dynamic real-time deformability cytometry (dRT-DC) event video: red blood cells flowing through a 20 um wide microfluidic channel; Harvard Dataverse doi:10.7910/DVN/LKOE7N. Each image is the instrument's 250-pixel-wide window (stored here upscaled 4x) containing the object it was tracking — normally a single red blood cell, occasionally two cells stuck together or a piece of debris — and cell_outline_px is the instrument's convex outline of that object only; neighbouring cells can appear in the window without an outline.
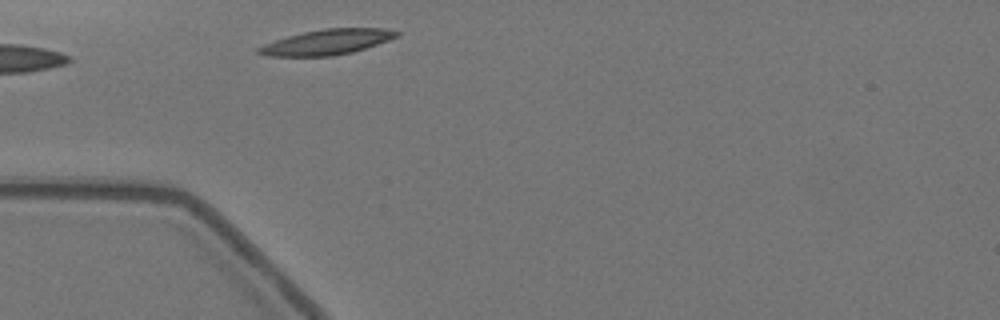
{"species": "Egyptian fruit bat (a non-hibernating species)", "species_latin": "Rousettus aegyptiacus", "temperature_condition": "warm", "stored_images_in_passage": 28, "camera_frame_rate_fps": 3000, "um_per_image_px": 0.085, "animal": {"sex": "female"}, "frame": {"image": 1, "passage_image": 1, "time_ms": 0.0, "image_size_px": [1000, 320], "cell_outline_px": [[400, 36], [352, 52], [332, 56], [268, 56], [256, 52], [256, 48], [264, 44], [288, 36], [304, 32], [324, 28], [384, 28], [400, 32]], "centroid_in_image_um": [27.79, 3.57], "position_along_channel_um": 57.2, "area_um2": 20.17}}
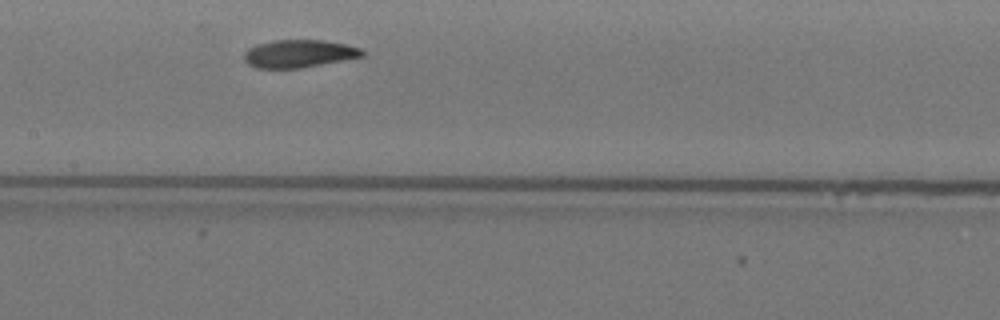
{"frame": {"image": 2, "passage_image": 12, "time_ms": 3.667, "image_size_px": [1000, 320], "cell_outline_px": [[364, 56], [300, 68], [256, 68], [248, 64], [244, 60], [244, 52], [248, 48], [256, 44], [272, 40], [324, 40], [344, 44], [360, 48], [364, 52]], "centroid_in_image_um": [25.37, 4.55], "position_along_channel_um": 182.0, "area_um2": 19.07}}
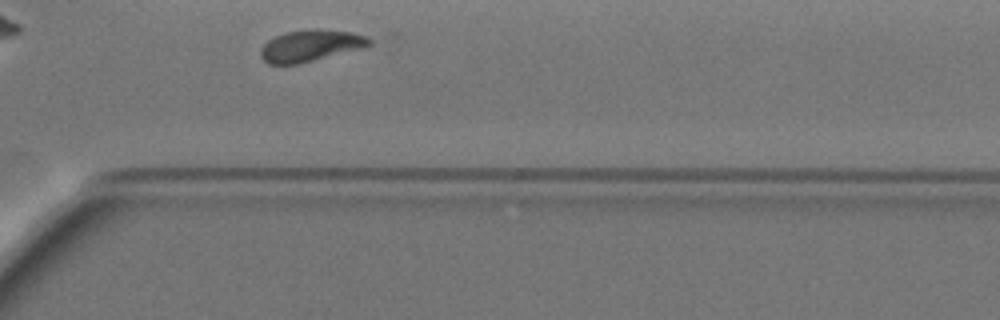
{"frame": {"image": 3, "passage_image": 26, "time_ms": 8.333, "image_size_px": [1000, 320], "cell_outline_px": [[372, 44], [364, 48], [296, 64], [268, 64], [264, 60], [260, 52], [260, 48], [268, 40], [284, 32], [352, 32], [364, 36], [372, 40]], "centroid_in_image_um": [26.38, 3.93], "position_along_channel_um": 344.2, "area_um2": 18.96}, "authors_computed_cell_mechanics": {"area_um2": 19.5075, "velocity_mm_per_s": 3.4924, "shape_relaxation_time_tau1_ms": 4.4942, "shape_relaxation_time_tau2_ms": 4.8269, "deformation_change_tau1": 0.1724, "deformation_change_tau2": 0.067}}